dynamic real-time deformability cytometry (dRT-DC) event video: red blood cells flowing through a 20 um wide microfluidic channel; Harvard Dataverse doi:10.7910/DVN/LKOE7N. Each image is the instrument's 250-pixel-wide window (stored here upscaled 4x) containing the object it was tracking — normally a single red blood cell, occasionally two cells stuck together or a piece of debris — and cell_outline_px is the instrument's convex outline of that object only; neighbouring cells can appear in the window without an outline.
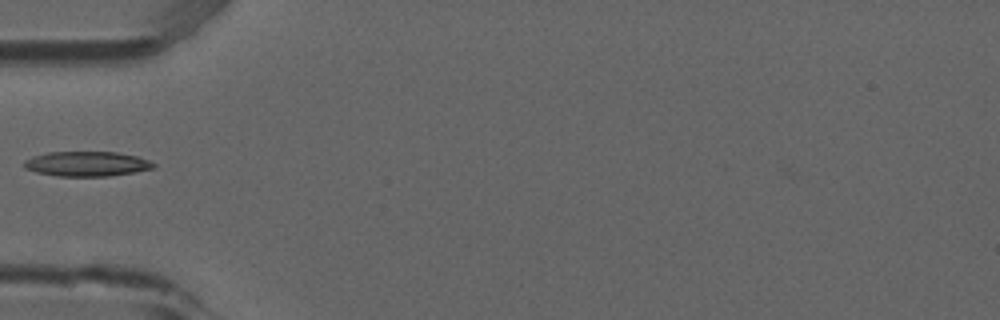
{"species": "common noctule bat (a hibernating species)", "species_latin": "Nyctalus noctula", "temperature_condition": "room temperature", "stored_images_in_passage": 2, "camera_frame_rate_fps": 3000, "um_per_image_px": 0.085, "animal": {"sex": "male", "forearm_length_mm": 52.5}, "frame": {"image": 1, "passage_image": 1, "time_ms": 0.0, "image_size_px": [1000, 320], "cell_outline_px": [[156, 168], [108, 176], [56, 176], [36, 172], [24, 168], [24, 160], [32, 156], [48, 152], [116, 152], [136, 156], [148, 160], [156, 164]], "centroid_in_image_um": [7.35, 13.92], "position_along_channel_um": 77.6, "area_um2": 18.73}}
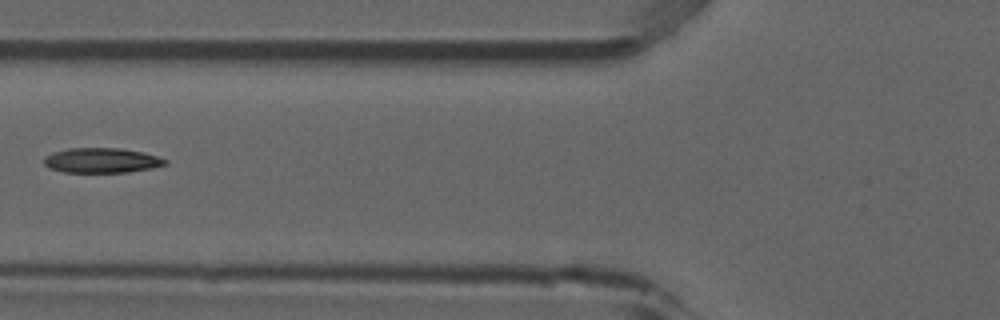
{"frame": {"image": 2, "passage_image": 2, "time_ms": 0.333, "image_size_px": [1000, 320], "cell_outline_px": [[168, 164], [152, 168], [128, 172], [64, 172], [48, 168], [44, 164], [44, 156], [52, 152], [68, 148], [120, 148], [144, 152], [168, 160]], "centroid_in_image_um": [8.63, 13.63], "position_along_channel_um": 117.2, "area_um2": 17.74}}